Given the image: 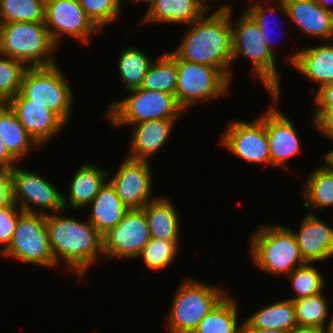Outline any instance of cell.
<instances>
[{"mask_svg":"<svg viewBox=\"0 0 333 333\" xmlns=\"http://www.w3.org/2000/svg\"><path fill=\"white\" fill-rule=\"evenodd\" d=\"M62 212L46 215L49 245L56 265L64 262L66 270L81 279L104 256L103 236L88 219L84 222Z\"/></svg>","mask_w":333,"mask_h":333,"instance_id":"obj_1","label":"cell"},{"mask_svg":"<svg viewBox=\"0 0 333 333\" xmlns=\"http://www.w3.org/2000/svg\"><path fill=\"white\" fill-rule=\"evenodd\" d=\"M207 13L186 25L189 29L173 51L183 60L216 67L233 81L230 9Z\"/></svg>","mask_w":333,"mask_h":333,"instance_id":"obj_2","label":"cell"},{"mask_svg":"<svg viewBox=\"0 0 333 333\" xmlns=\"http://www.w3.org/2000/svg\"><path fill=\"white\" fill-rule=\"evenodd\" d=\"M232 5L220 4L215 10L230 9L232 30V61L241 56L251 61L253 79H259L267 94L281 95L279 70L276 56L264 42L261 30L254 19L243 9L239 18L232 22Z\"/></svg>","mask_w":333,"mask_h":333,"instance_id":"obj_3","label":"cell"},{"mask_svg":"<svg viewBox=\"0 0 333 333\" xmlns=\"http://www.w3.org/2000/svg\"><path fill=\"white\" fill-rule=\"evenodd\" d=\"M272 224L259 226L250 236V260L261 272L275 277L280 274L287 276L306 262L289 226Z\"/></svg>","mask_w":333,"mask_h":333,"instance_id":"obj_4","label":"cell"},{"mask_svg":"<svg viewBox=\"0 0 333 333\" xmlns=\"http://www.w3.org/2000/svg\"><path fill=\"white\" fill-rule=\"evenodd\" d=\"M57 49L44 22L0 24V54L17 59L27 68L59 63L54 56Z\"/></svg>","mask_w":333,"mask_h":333,"instance_id":"obj_5","label":"cell"},{"mask_svg":"<svg viewBox=\"0 0 333 333\" xmlns=\"http://www.w3.org/2000/svg\"><path fill=\"white\" fill-rule=\"evenodd\" d=\"M166 319L168 333H193L201 320L229 291L192 277L183 279L175 292Z\"/></svg>","mask_w":333,"mask_h":333,"instance_id":"obj_6","label":"cell"},{"mask_svg":"<svg viewBox=\"0 0 333 333\" xmlns=\"http://www.w3.org/2000/svg\"><path fill=\"white\" fill-rule=\"evenodd\" d=\"M127 92L125 98L111 102L104 115L115 128L148 120L179 119L185 114L172 94L142 88Z\"/></svg>","mask_w":333,"mask_h":333,"instance_id":"obj_7","label":"cell"},{"mask_svg":"<svg viewBox=\"0 0 333 333\" xmlns=\"http://www.w3.org/2000/svg\"><path fill=\"white\" fill-rule=\"evenodd\" d=\"M175 63L177 66L175 98L184 111L188 112L201 102L209 103L229 95L231 80L220 69L183 60L176 53Z\"/></svg>","mask_w":333,"mask_h":333,"instance_id":"obj_8","label":"cell"},{"mask_svg":"<svg viewBox=\"0 0 333 333\" xmlns=\"http://www.w3.org/2000/svg\"><path fill=\"white\" fill-rule=\"evenodd\" d=\"M58 63L49 67L27 68L23 74L20 93L29 100L45 103L66 125L71 120L74 88Z\"/></svg>","mask_w":333,"mask_h":333,"instance_id":"obj_9","label":"cell"},{"mask_svg":"<svg viewBox=\"0 0 333 333\" xmlns=\"http://www.w3.org/2000/svg\"><path fill=\"white\" fill-rule=\"evenodd\" d=\"M0 256L41 268H59L49 245L46 215L23 212L9 245Z\"/></svg>","mask_w":333,"mask_h":333,"instance_id":"obj_10","label":"cell"},{"mask_svg":"<svg viewBox=\"0 0 333 333\" xmlns=\"http://www.w3.org/2000/svg\"><path fill=\"white\" fill-rule=\"evenodd\" d=\"M18 165L12 168L13 202L23 212L43 215L66 212L63 206V192L57 189L55 184L47 180V177L27 171Z\"/></svg>","mask_w":333,"mask_h":333,"instance_id":"obj_11","label":"cell"},{"mask_svg":"<svg viewBox=\"0 0 333 333\" xmlns=\"http://www.w3.org/2000/svg\"><path fill=\"white\" fill-rule=\"evenodd\" d=\"M226 126L220 137V143L226 150L242 161L271 166L265 112L250 122L234 120Z\"/></svg>","mask_w":333,"mask_h":333,"instance_id":"obj_12","label":"cell"},{"mask_svg":"<svg viewBox=\"0 0 333 333\" xmlns=\"http://www.w3.org/2000/svg\"><path fill=\"white\" fill-rule=\"evenodd\" d=\"M44 23L52 41L58 47L62 44L64 35L88 46L91 35L100 31L86 15L79 0H46Z\"/></svg>","mask_w":333,"mask_h":333,"instance_id":"obj_13","label":"cell"},{"mask_svg":"<svg viewBox=\"0 0 333 333\" xmlns=\"http://www.w3.org/2000/svg\"><path fill=\"white\" fill-rule=\"evenodd\" d=\"M150 239L144 209H129L120 223L103 236L104 258L135 260Z\"/></svg>","mask_w":333,"mask_h":333,"instance_id":"obj_14","label":"cell"},{"mask_svg":"<svg viewBox=\"0 0 333 333\" xmlns=\"http://www.w3.org/2000/svg\"><path fill=\"white\" fill-rule=\"evenodd\" d=\"M125 159V160H124ZM117 172L108 180L115 187L117 195L129 209H140L155 200L152 196L153 175L150 161L133 160L125 157Z\"/></svg>","mask_w":333,"mask_h":333,"instance_id":"obj_15","label":"cell"},{"mask_svg":"<svg viewBox=\"0 0 333 333\" xmlns=\"http://www.w3.org/2000/svg\"><path fill=\"white\" fill-rule=\"evenodd\" d=\"M273 102L265 111V127L268 136L271 166L288 169V160L300 154L301 138L293 121L281 111L277 105L280 96L268 94Z\"/></svg>","mask_w":333,"mask_h":333,"instance_id":"obj_16","label":"cell"},{"mask_svg":"<svg viewBox=\"0 0 333 333\" xmlns=\"http://www.w3.org/2000/svg\"><path fill=\"white\" fill-rule=\"evenodd\" d=\"M7 104L40 147L55 137L57 139L58 134L67 126L53 111L45 107V103L26 99L20 92Z\"/></svg>","mask_w":333,"mask_h":333,"instance_id":"obj_17","label":"cell"},{"mask_svg":"<svg viewBox=\"0 0 333 333\" xmlns=\"http://www.w3.org/2000/svg\"><path fill=\"white\" fill-rule=\"evenodd\" d=\"M298 231L289 227L305 262L322 263L333 257V227L315 213L303 217Z\"/></svg>","mask_w":333,"mask_h":333,"instance_id":"obj_18","label":"cell"},{"mask_svg":"<svg viewBox=\"0 0 333 333\" xmlns=\"http://www.w3.org/2000/svg\"><path fill=\"white\" fill-rule=\"evenodd\" d=\"M283 3L287 19L300 29V34L322 42L333 41V13L324 10L316 0H283Z\"/></svg>","mask_w":333,"mask_h":333,"instance_id":"obj_19","label":"cell"},{"mask_svg":"<svg viewBox=\"0 0 333 333\" xmlns=\"http://www.w3.org/2000/svg\"><path fill=\"white\" fill-rule=\"evenodd\" d=\"M178 119H156L132 124L129 140V154L133 160L149 161L168 143Z\"/></svg>","mask_w":333,"mask_h":333,"instance_id":"obj_20","label":"cell"},{"mask_svg":"<svg viewBox=\"0 0 333 333\" xmlns=\"http://www.w3.org/2000/svg\"><path fill=\"white\" fill-rule=\"evenodd\" d=\"M321 43L310 48L304 47L285 57L290 66L311 82L317 83V90L333 81V43Z\"/></svg>","mask_w":333,"mask_h":333,"instance_id":"obj_21","label":"cell"},{"mask_svg":"<svg viewBox=\"0 0 333 333\" xmlns=\"http://www.w3.org/2000/svg\"><path fill=\"white\" fill-rule=\"evenodd\" d=\"M147 10L140 24L189 25L209 10L202 0H146Z\"/></svg>","mask_w":333,"mask_h":333,"instance_id":"obj_22","label":"cell"},{"mask_svg":"<svg viewBox=\"0 0 333 333\" xmlns=\"http://www.w3.org/2000/svg\"><path fill=\"white\" fill-rule=\"evenodd\" d=\"M73 178L68 184V195L63 194V206L65 211L68 208L81 210L91 203L98 194L100 188L108 180V171L93 163H83L74 172Z\"/></svg>","mask_w":333,"mask_h":333,"instance_id":"obj_23","label":"cell"},{"mask_svg":"<svg viewBox=\"0 0 333 333\" xmlns=\"http://www.w3.org/2000/svg\"><path fill=\"white\" fill-rule=\"evenodd\" d=\"M89 208L88 221L104 236L124 218L129 208L117 195L109 180L86 207Z\"/></svg>","mask_w":333,"mask_h":333,"instance_id":"obj_24","label":"cell"},{"mask_svg":"<svg viewBox=\"0 0 333 333\" xmlns=\"http://www.w3.org/2000/svg\"><path fill=\"white\" fill-rule=\"evenodd\" d=\"M174 203L164 195L144 205L151 238L180 241L181 218Z\"/></svg>","mask_w":333,"mask_h":333,"instance_id":"obj_25","label":"cell"},{"mask_svg":"<svg viewBox=\"0 0 333 333\" xmlns=\"http://www.w3.org/2000/svg\"><path fill=\"white\" fill-rule=\"evenodd\" d=\"M0 136L8 152L18 162L30 155L32 148H39L7 103H0Z\"/></svg>","mask_w":333,"mask_h":333,"instance_id":"obj_26","label":"cell"},{"mask_svg":"<svg viewBox=\"0 0 333 333\" xmlns=\"http://www.w3.org/2000/svg\"><path fill=\"white\" fill-rule=\"evenodd\" d=\"M302 189L304 209L324 212L325 208L333 207V169L326 162L318 165L307 175Z\"/></svg>","mask_w":333,"mask_h":333,"instance_id":"obj_27","label":"cell"},{"mask_svg":"<svg viewBox=\"0 0 333 333\" xmlns=\"http://www.w3.org/2000/svg\"><path fill=\"white\" fill-rule=\"evenodd\" d=\"M229 293L201 320L193 333H241L239 305Z\"/></svg>","mask_w":333,"mask_h":333,"instance_id":"obj_28","label":"cell"},{"mask_svg":"<svg viewBox=\"0 0 333 333\" xmlns=\"http://www.w3.org/2000/svg\"><path fill=\"white\" fill-rule=\"evenodd\" d=\"M251 327L289 332L296 328L295 308L292 300L283 299L268 304L244 319Z\"/></svg>","mask_w":333,"mask_h":333,"instance_id":"obj_29","label":"cell"},{"mask_svg":"<svg viewBox=\"0 0 333 333\" xmlns=\"http://www.w3.org/2000/svg\"><path fill=\"white\" fill-rule=\"evenodd\" d=\"M118 58L117 68L126 91L140 88L148 68L154 61L143 49L135 46L122 48Z\"/></svg>","mask_w":333,"mask_h":333,"instance_id":"obj_30","label":"cell"},{"mask_svg":"<svg viewBox=\"0 0 333 333\" xmlns=\"http://www.w3.org/2000/svg\"><path fill=\"white\" fill-rule=\"evenodd\" d=\"M154 58L140 88L151 91H160L175 96L177 87V66L175 52H164Z\"/></svg>","mask_w":333,"mask_h":333,"instance_id":"obj_31","label":"cell"},{"mask_svg":"<svg viewBox=\"0 0 333 333\" xmlns=\"http://www.w3.org/2000/svg\"><path fill=\"white\" fill-rule=\"evenodd\" d=\"M325 293L294 300L295 318L300 327L325 329L328 316L331 314Z\"/></svg>","mask_w":333,"mask_h":333,"instance_id":"obj_32","label":"cell"},{"mask_svg":"<svg viewBox=\"0 0 333 333\" xmlns=\"http://www.w3.org/2000/svg\"><path fill=\"white\" fill-rule=\"evenodd\" d=\"M181 241H166L160 238H151L138 260L145 264V267L153 272H161L168 269L180 254Z\"/></svg>","mask_w":333,"mask_h":333,"instance_id":"obj_33","label":"cell"},{"mask_svg":"<svg viewBox=\"0 0 333 333\" xmlns=\"http://www.w3.org/2000/svg\"><path fill=\"white\" fill-rule=\"evenodd\" d=\"M315 263L306 262L304 265L295 268L286 278L290 281L293 287L294 294L290 299L292 301L301 298L313 296L323 292L327 288V282L325 281L322 271H319L314 265Z\"/></svg>","mask_w":333,"mask_h":333,"instance_id":"obj_34","label":"cell"},{"mask_svg":"<svg viewBox=\"0 0 333 333\" xmlns=\"http://www.w3.org/2000/svg\"><path fill=\"white\" fill-rule=\"evenodd\" d=\"M46 0H0V24L45 22Z\"/></svg>","mask_w":333,"mask_h":333,"instance_id":"obj_35","label":"cell"},{"mask_svg":"<svg viewBox=\"0 0 333 333\" xmlns=\"http://www.w3.org/2000/svg\"><path fill=\"white\" fill-rule=\"evenodd\" d=\"M271 1L273 3L275 2V4H273ZM276 2H277V4H276ZM248 3H249V5L244 10L257 23V25L259 26V28L261 30L264 42L270 48L272 53L274 55H276L275 54L276 53L275 45H277V44L273 41V37L271 36V32H270L269 28L271 27L272 22H274V18L272 17L273 14H274L273 16H275L276 14L280 13V14H283L284 17L288 18L287 11H286L285 5L283 3V0H270V1L269 0H248ZM269 16L272 18L271 20L269 19L270 18ZM275 41H277V40H275Z\"/></svg>","mask_w":333,"mask_h":333,"instance_id":"obj_36","label":"cell"},{"mask_svg":"<svg viewBox=\"0 0 333 333\" xmlns=\"http://www.w3.org/2000/svg\"><path fill=\"white\" fill-rule=\"evenodd\" d=\"M26 69L17 59L0 54V103H7L20 92Z\"/></svg>","mask_w":333,"mask_h":333,"instance_id":"obj_37","label":"cell"},{"mask_svg":"<svg viewBox=\"0 0 333 333\" xmlns=\"http://www.w3.org/2000/svg\"><path fill=\"white\" fill-rule=\"evenodd\" d=\"M86 15L100 29L118 22L121 18V7L118 0H79ZM120 17V18H119Z\"/></svg>","mask_w":333,"mask_h":333,"instance_id":"obj_38","label":"cell"},{"mask_svg":"<svg viewBox=\"0 0 333 333\" xmlns=\"http://www.w3.org/2000/svg\"><path fill=\"white\" fill-rule=\"evenodd\" d=\"M23 211L15 204L0 209V253L9 245L19 216Z\"/></svg>","mask_w":333,"mask_h":333,"instance_id":"obj_39","label":"cell"},{"mask_svg":"<svg viewBox=\"0 0 333 333\" xmlns=\"http://www.w3.org/2000/svg\"><path fill=\"white\" fill-rule=\"evenodd\" d=\"M311 123L318 133L333 142V109L314 110Z\"/></svg>","mask_w":333,"mask_h":333,"instance_id":"obj_40","label":"cell"},{"mask_svg":"<svg viewBox=\"0 0 333 333\" xmlns=\"http://www.w3.org/2000/svg\"><path fill=\"white\" fill-rule=\"evenodd\" d=\"M13 203L12 168H0V209Z\"/></svg>","mask_w":333,"mask_h":333,"instance_id":"obj_41","label":"cell"},{"mask_svg":"<svg viewBox=\"0 0 333 333\" xmlns=\"http://www.w3.org/2000/svg\"><path fill=\"white\" fill-rule=\"evenodd\" d=\"M311 93H315V99L313 100L315 102L314 110L333 109V81L320 87L317 91L313 88Z\"/></svg>","mask_w":333,"mask_h":333,"instance_id":"obj_42","label":"cell"},{"mask_svg":"<svg viewBox=\"0 0 333 333\" xmlns=\"http://www.w3.org/2000/svg\"><path fill=\"white\" fill-rule=\"evenodd\" d=\"M19 162L8 152L0 136V168H13Z\"/></svg>","mask_w":333,"mask_h":333,"instance_id":"obj_43","label":"cell"},{"mask_svg":"<svg viewBox=\"0 0 333 333\" xmlns=\"http://www.w3.org/2000/svg\"><path fill=\"white\" fill-rule=\"evenodd\" d=\"M241 333H288L283 330L276 329H258L251 327L245 320L241 327Z\"/></svg>","mask_w":333,"mask_h":333,"instance_id":"obj_44","label":"cell"},{"mask_svg":"<svg viewBox=\"0 0 333 333\" xmlns=\"http://www.w3.org/2000/svg\"><path fill=\"white\" fill-rule=\"evenodd\" d=\"M288 333H325L324 329L315 328V327H300L292 329Z\"/></svg>","mask_w":333,"mask_h":333,"instance_id":"obj_45","label":"cell"},{"mask_svg":"<svg viewBox=\"0 0 333 333\" xmlns=\"http://www.w3.org/2000/svg\"><path fill=\"white\" fill-rule=\"evenodd\" d=\"M316 2L324 9L333 13V0H316ZM331 5V6H330Z\"/></svg>","mask_w":333,"mask_h":333,"instance_id":"obj_46","label":"cell"},{"mask_svg":"<svg viewBox=\"0 0 333 333\" xmlns=\"http://www.w3.org/2000/svg\"><path fill=\"white\" fill-rule=\"evenodd\" d=\"M322 158L333 169V149L326 152Z\"/></svg>","mask_w":333,"mask_h":333,"instance_id":"obj_47","label":"cell"},{"mask_svg":"<svg viewBox=\"0 0 333 333\" xmlns=\"http://www.w3.org/2000/svg\"><path fill=\"white\" fill-rule=\"evenodd\" d=\"M327 325L325 327V333H333V312L331 314V317H328Z\"/></svg>","mask_w":333,"mask_h":333,"instance_id":"obj_48","label":"cell"},{"mask_svg":"<svg viewBox=\"0 0 333 333\" xmlns=\"http://www.w3.org/2000/svg\"><path fill=\"white\" fill-rule=\"evenodd\" d=\"M203 1V4H204V6L209 10V11H211V9H212V5H210L211 3V1H213V0H202ZM210 1V2H209ZM214 1H216V0H214ZM211 8V9H210Z\"/></svg>","mask_w":333,"mask_h":333,"instance_id":"obj_49","label":"cell"},{"mask_svg":"<svg viewBox=\"0 0 333 333\" xmlns=\"http://www.w3.org/2000/svg\"><path fill=\"white\" fill-rule=\"evenodd\" d=\"M118 1H119V3H120L121 7L123 6V4H122V3H124L123 1H126V2H127V1L129 2V1H130V2H132V3H133V2H134V3L136 2V4H137V2L146 3V0H118Z\"/></svg>","mask_w":333,"mask_h":333,"instance_id":"obj_50","label":"cell"}]
</instances>
